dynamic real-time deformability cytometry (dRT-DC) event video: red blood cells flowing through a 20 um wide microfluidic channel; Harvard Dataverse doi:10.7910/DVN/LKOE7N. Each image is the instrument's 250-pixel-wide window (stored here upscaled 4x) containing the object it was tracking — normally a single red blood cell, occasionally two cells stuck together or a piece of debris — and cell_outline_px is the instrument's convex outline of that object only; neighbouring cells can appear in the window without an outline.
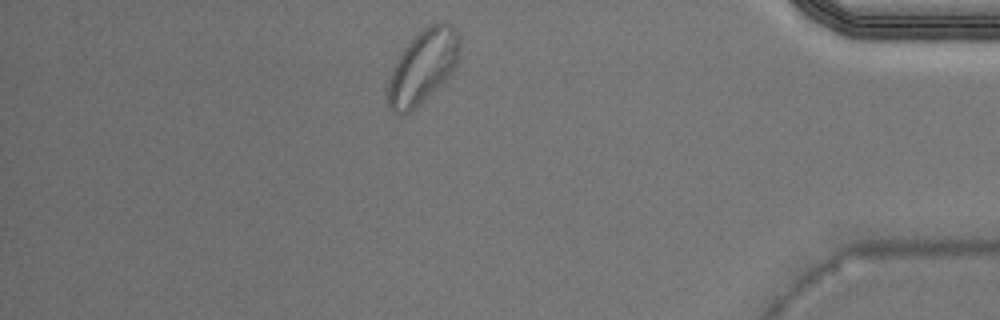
{"species": "Egyptian fruit bat (a non-hibernating species)", "species_latin": "Rousettus aegyptiacus", "temperature_condition": "warm", "stored_images_in_passage": 33, "camera_frame_rate_fps": 3000, "um_per_image_px": 0.085, "animal": {"sex": "male"}, "frame": {"image": 1, "passage_image": 28, "time_ms": 9.0, "image_size_px": [1000, 320], "cell_outline_px": [[460, 48], [456, 64], [452, 72], [416, 108], [404, 116], [392, 112], [388, 108], [388, 80], [400, 52], [424, 28], [440, 20], [456, 28], [460, 36]], "centroid_in_image_um": [35.94, 5.68], "position_along_channel_um": 399.3, "area_um2": 30.63}}